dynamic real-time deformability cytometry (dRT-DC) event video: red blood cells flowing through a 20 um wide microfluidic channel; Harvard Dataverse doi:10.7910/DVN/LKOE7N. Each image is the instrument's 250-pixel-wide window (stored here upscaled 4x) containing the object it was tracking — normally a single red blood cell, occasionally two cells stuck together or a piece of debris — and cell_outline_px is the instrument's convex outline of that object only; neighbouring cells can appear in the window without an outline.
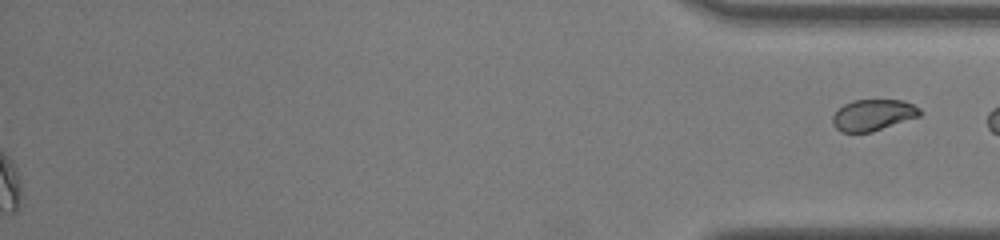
{"species": "common noctule bat (a hibernating species)", "species_latin": "Nyctalus noctula", "temperature_condition": "room temperature", "stored_images_in_passage": 47, "segment_of_instrument_passage": [2, 2], "camera_frame_rate_fps": 3000, "um_per_image_px": 0.085, "animal": {"sex": "female", "body_mass_g": 22.0, "forearm_length_mm": 56.7}, "frame": {"image": 1, "passage_image": 47, "time_ms": 15.333, "image_size_px": [1000, 240], "cell_outline_px": [[920, 116], [872, 132], [840, 132], [832, 124], [832, 116], [844, 104], [852, 100], [904, 100], [920, 108]], "centroid_in_image_um": [74.2, 9.78], "position_along_channel_um": 361.0, "area_um2": 15.9}}